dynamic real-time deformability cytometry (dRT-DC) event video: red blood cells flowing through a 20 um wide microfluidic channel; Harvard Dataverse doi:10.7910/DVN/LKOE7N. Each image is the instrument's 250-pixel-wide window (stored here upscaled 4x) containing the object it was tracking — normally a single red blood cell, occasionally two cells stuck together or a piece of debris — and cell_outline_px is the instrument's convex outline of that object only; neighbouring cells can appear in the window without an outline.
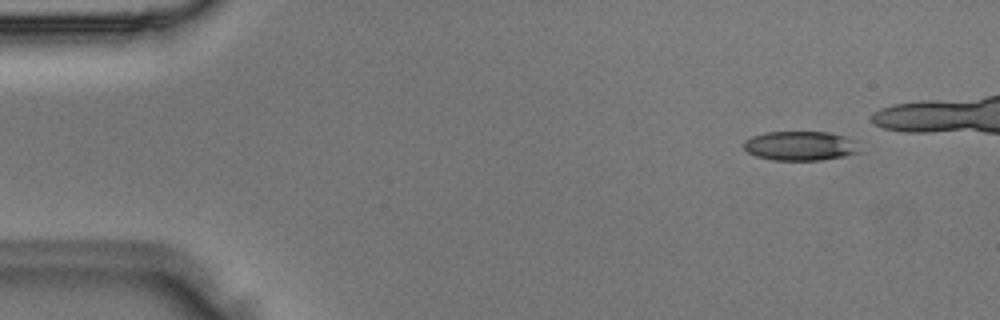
{"species": "Egyptian fruit bat (a non-hibernating species)", "species_latin": "Rousettus aegyptiacus", "temperature_condition": "room temperature", "stored_images_in_passage": 6, "camera_frame_rate_fps": 3000, "um_per_image_px": 0.085, "animal": {"sex": "male"}, "frame": {"image": 1, "passage_image": 1, "time_ms": 0.0, "image_size_px": [1000, 320], "cell_outline_px": [[864, 152], [844, 156], [820, 160], [772, 160], [756, 156], [748, 152], [744, 148], [744, 140], [752, 136], [764, 132], [828, 132], [848, 136], [856, 140]], "centroid_in_image_um": [68.1, 12.39], "position_along_channel_um": 16.9, "area_um2": 20.23}}